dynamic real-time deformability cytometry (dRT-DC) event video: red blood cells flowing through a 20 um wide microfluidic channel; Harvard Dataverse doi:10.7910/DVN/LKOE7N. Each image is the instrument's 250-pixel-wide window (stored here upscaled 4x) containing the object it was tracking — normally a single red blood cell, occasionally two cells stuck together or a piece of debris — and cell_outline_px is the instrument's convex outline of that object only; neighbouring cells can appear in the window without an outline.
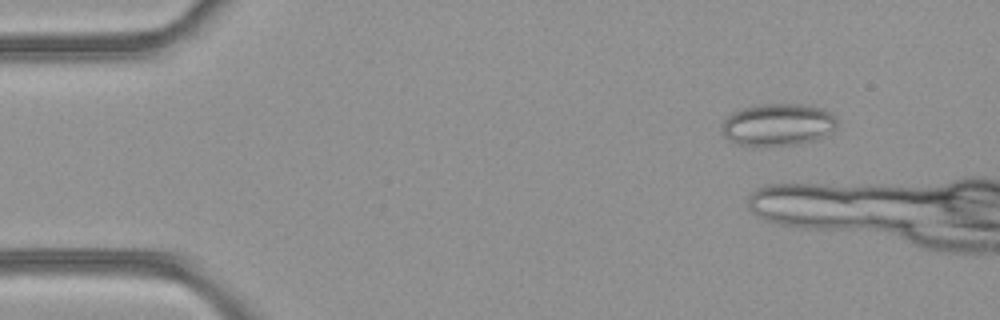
{"species": "common noctule bat (a hibernating species)", "species_latin": "Nyctalus noctula", "temperature_condition": "room temperature", "stored_images_in_passage": 10, "camera_frame_rate_fps": 3000, "um_per_image_px": 0.085, "animal": {"sex": "female", "body_mass_g": 21.9}, "frame": {"image": 1, "passage_image": 5, "time_ms": 1.333, "image_size_px": [1000, 320], "cell_outline_px": [[836, 128], [824, 136], [816, 140], [796, 144], [736, 144], [728, 140], [724, 136], [724, 116], [732, 112], [744, 108], [764, 104], [804, 104], [820, 108], [832, 112], [836, 120]], "centroid_in_image_um": [66.15, 10.57], "position_along_channel_um": 18.9, "area_um2": 27.92}}